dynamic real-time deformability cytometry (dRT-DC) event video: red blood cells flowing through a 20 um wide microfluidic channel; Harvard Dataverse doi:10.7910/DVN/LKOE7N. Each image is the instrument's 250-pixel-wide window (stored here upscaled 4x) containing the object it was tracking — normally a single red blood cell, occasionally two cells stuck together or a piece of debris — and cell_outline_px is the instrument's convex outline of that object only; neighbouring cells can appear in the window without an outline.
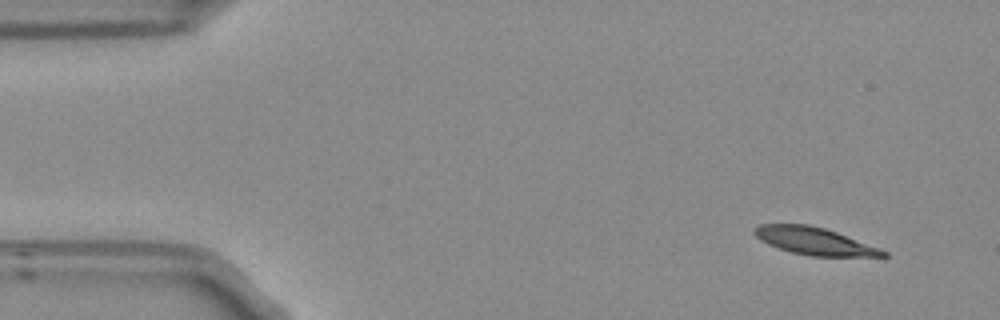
{"species": "Egyptian fruit bat (a non-hibernating species)", "species_latin": "Rousettus aegyptiacus", "temperature_condition": "room temperature", "stored_images_in_passage": 4, "camera_frame_rate_fps": 3000, "um_per_image_px": 0.085, "frame": {"image": 1, "passage_image": 1, "time_ms": 0.0, "image_size_px": [1000, 320], "cell_outline_px": [[888, 256], [812, 256], [792, 252], [768, 244], [760, 240], [752, 232], [752, 228], [760, 224], [808, 224], [824, 228], [836, 232], [880, 248], [888, 252]], "centroid_in_image_um": [69.19, 20.48], "position_along_channel_um": 15.8, "area_um2": 20.35}}
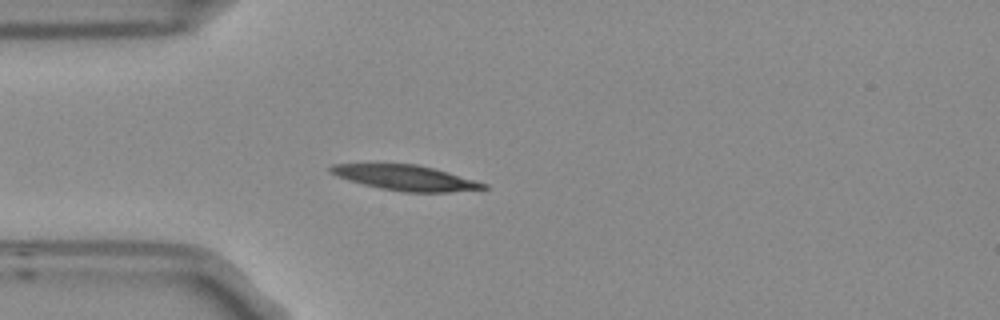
{"frame": {"image": 2, "passage_image": 4, "time_ms": 1.0, "image_size_px": [1000, 320], "cell_outline_px": [[488, 188], [448, 192], [404, 192], [380, 188], [348, 180], [328, 172], [328, 168], [332, 164], [416, 164], [448, 172], [488, 184]], "centroid_in_image_um": [34.46, 15.11], "position_along_channel_um": 50.5, "area_um2": 22.25}}